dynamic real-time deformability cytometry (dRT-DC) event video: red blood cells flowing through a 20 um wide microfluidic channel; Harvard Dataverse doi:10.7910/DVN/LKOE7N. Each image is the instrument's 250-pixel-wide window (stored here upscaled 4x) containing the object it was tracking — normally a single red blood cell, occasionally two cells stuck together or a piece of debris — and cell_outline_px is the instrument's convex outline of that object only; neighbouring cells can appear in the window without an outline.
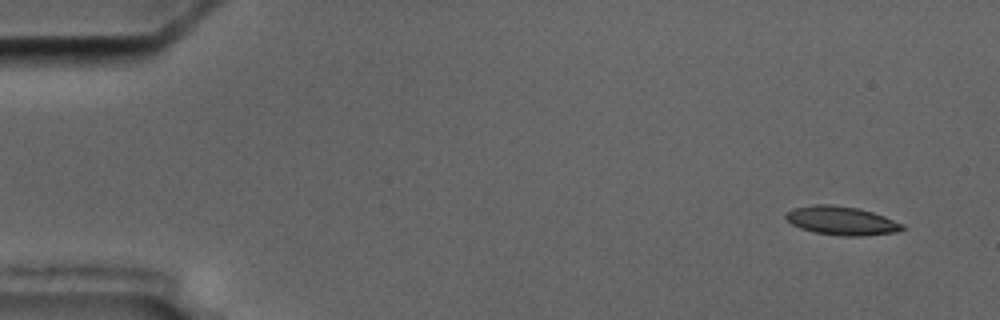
{"species": "common noctule bat (a hibernating species)", "species_latin": "Nyctalus noctula", "temperature_condition": "cold", "stored_images_in_passage": 9, "camera_frame_rate_fps": 3000, "um_per_image_px": 0.085, "animal": {"sex": "male", "body_mass_g": 17.5, "forearm_length_mm": 52.3}, "frame": {"image": 1, "passage_image": 1, "time_ms": 0.0, "image_size_px": [1000, 320], "cell_outline_px": [[908, 228], [896, 232], [860, 236], [844, 236], [816, 232], [800, 228], [792, 224], [784, 216], [784, 212], [792, 208], [812, 204], [832, 204], [860, 208], [884, 216], [904, 224]], "centroid_in_image_um": [71.53, 18.74], "position_along_channel_um": 13.5, "area_um2": 19.65}}
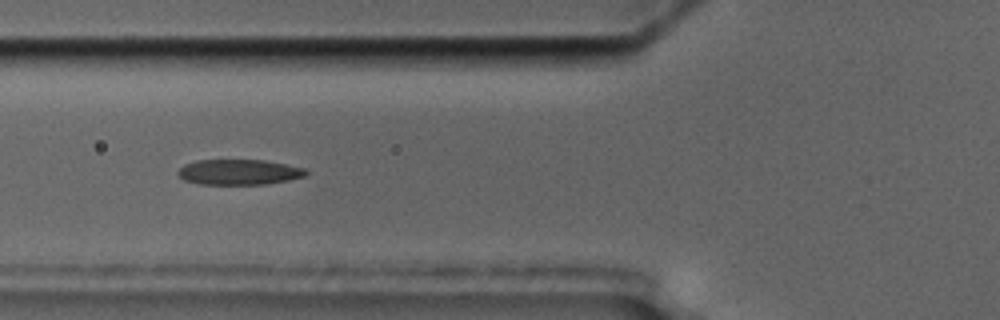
{"frame": {"image": 2, "passage_image": 6, "time_ms": 6.0, "image_size_px": [1000, 320], "cell_outline_px": [[308, 172], [304, 176], [288, 180], [264, 184], [200, 184], [184, 180], [176, 172], [184, 164], [196, 160], [264, 160], [304, 168]], "centroid_in_image_um": [20.28, 14.62], "position_along_channel_um": 105.5, "area_um2": 18.79}}
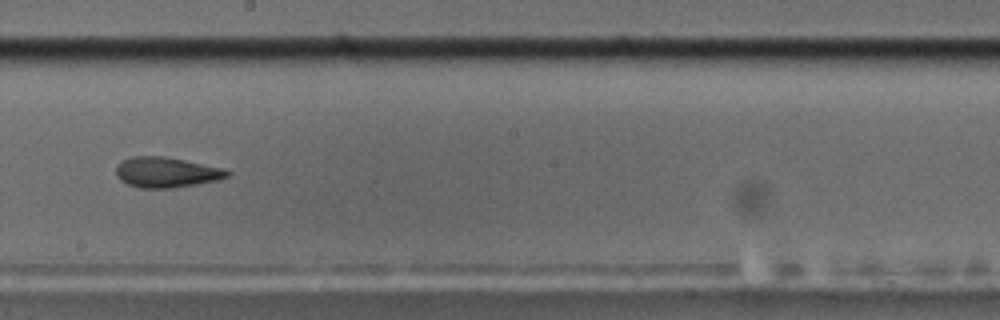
{"frame": {"image": 3, "passage_image": 9, "time_ms": 9.667, "image_size_px": [1000, 320], "cell_outline_px": [[232, 172], [228, 176], [220, 180], [172, 188], [140, 188], [128, 184], [120, 180], [116, 176], [116, 164], [120, 160], [132, 156], [160, 156], [184, 160], [224, 168]], "centroid_in_image_um": [14.12, 14.64], "position_along_channel_um": 234.1, "area_um2": 19.83}}